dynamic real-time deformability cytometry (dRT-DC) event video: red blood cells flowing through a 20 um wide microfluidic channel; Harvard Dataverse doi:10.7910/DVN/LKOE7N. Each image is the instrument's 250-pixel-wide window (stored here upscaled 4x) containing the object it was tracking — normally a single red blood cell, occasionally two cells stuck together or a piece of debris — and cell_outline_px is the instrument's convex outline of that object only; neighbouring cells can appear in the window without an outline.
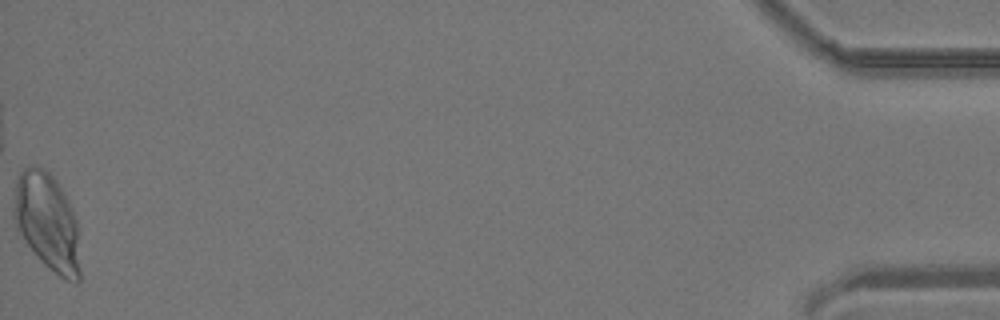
{"species": "common noctule bat (a hibernating species)", "species_latin": "Nyctalus noctula", "temperature_condition": "room temperature", "stored_images_in_passage": 44, "camera_frame_rate_fps": 3000, "um_per_image_px": 0.085, "animal": {"sex": "male", "body_mass_g": 19.2, "forearm_length_mm": 51.8}, "frame": {"image": 1, "passage_image": 44, "time_ms": 14.333, "image_size_px": [1000, 320], "cell_outline_px": [[80, 280], [64, 280], [48, 268], [44, 264], [28, 244], [20, 232], [12, 216], [12, 208], [16, 184], [20, 172], [24, 168], [36, 164], [44, 168], [56, 180], [68, 200], [72, 208], [76, 220], [80, 272]], "centroid_in_image_um": [4.01, 18.83], "position_along_channel_um": 431.2, "area_um2": 37.34}}